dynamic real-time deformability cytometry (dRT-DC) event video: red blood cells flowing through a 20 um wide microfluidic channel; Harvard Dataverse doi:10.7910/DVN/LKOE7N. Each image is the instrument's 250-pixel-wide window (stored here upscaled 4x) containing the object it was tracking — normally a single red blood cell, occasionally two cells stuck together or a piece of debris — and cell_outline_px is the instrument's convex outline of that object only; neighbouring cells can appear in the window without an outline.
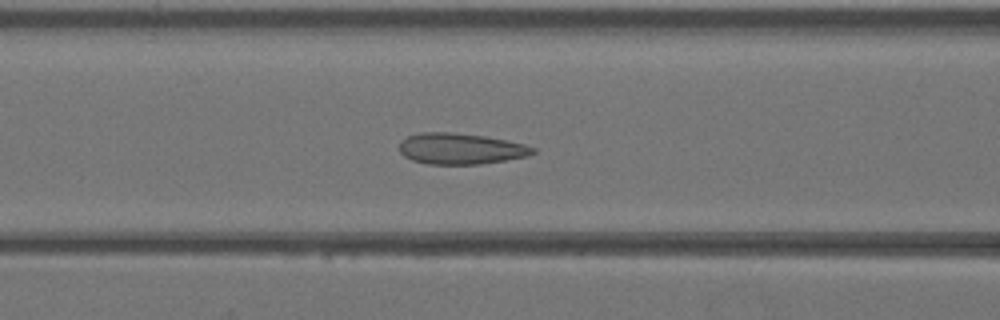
{"species": "Egyptian fruit bat (a non-hibernating species)", "species_latin": "Rousettus aegyptiacus", "temperature_condition": "warm", "stored_images_in_passage": 42, "camera_frame_rate_fps": 3000, "um_per_image_px": 0.085, "animal": {"sex": "female"}, "frame": {"image": 1, "passage_image": 18, "time_ms": 5.667, "image_size_px": [1000, 320], "cell_outline_px": [[536, 152], [528, 156], [480, 164], [428, 164], [412, 160], [404, 156], [400, 152], [400, 144], [408, 136], [420, 132], [452, 132], [484, 136], [524, 144], [536, 148]], "centroid_in_image_um": [39.16, 12.64], "position_along_channel_um": 127.4, "area_um2": 23.99}}
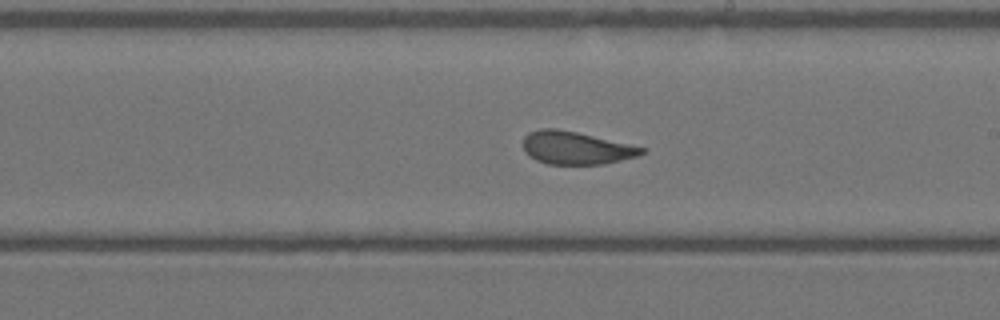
{"frame": {"image": 2, "passage_image": 25, "time_ms": 8.0, "image_size_px": [1000, 320], "cell_outline_px": [[648, 148], [644, 152], [636, 156], [604, 164], [548, 164], [536, 160], [524, 148], [524, 136], [528, 132], [540, 128], [556, 128], [576, 132]], "centroid_in_image_um": [48.97, 12.56], "position_along_channel_um": 240.0, "area_um2": 22.43}}
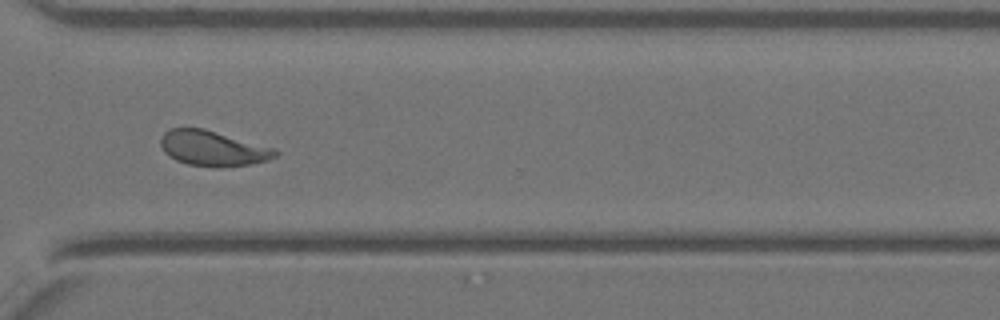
{"frame": {"image": 3, "passage_image": 32, "time_ms": 10.333, "image_size_px": [1000, 320], "cell_outline_px": [[280, 152], [276, 156], [268, 160], [248, 164], [220, 168], [188, 164], [176, 160], [168, 156], [164, 152], [160, 144], [160, 140], [164, 132], [168, 128], [204, 128], [276, 148]], "centroid_in_image_um": [18.1, 12.6], "position_along_channel_um": 352.5, "area_um2": 23.76}}